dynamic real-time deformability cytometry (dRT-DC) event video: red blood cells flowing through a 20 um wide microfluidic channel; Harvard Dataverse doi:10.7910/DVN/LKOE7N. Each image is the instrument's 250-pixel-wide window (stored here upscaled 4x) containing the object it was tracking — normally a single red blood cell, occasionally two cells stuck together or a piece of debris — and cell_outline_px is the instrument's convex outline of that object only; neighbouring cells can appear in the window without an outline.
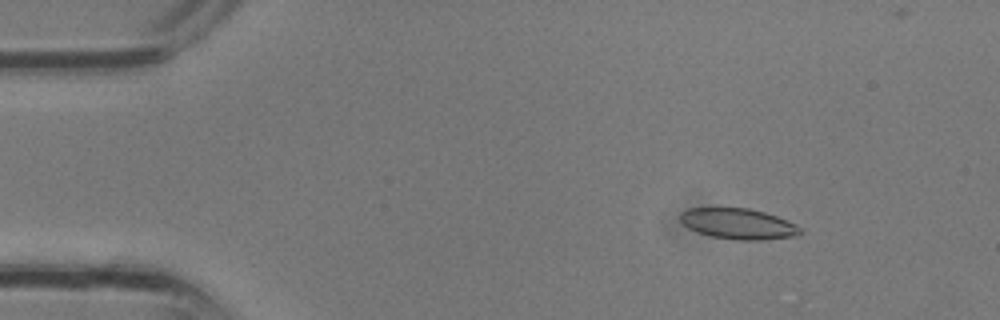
{"species": "common noctule bat (a hibernating species)", "species_latin": "Nyctalus noctula", "temperature_condition": "room temperature", "stored_images_in_passage": 3, "camera_frame_rate_fps": 3000, "um_per_image_px": 0.085, "animal": {"sex": "male", "body_mass_g": 13.3}, "frame": {"image": 1, "passage_image": 2, "time_ms": 0.333, "image_size_px": [1000, 320], "cell_outline_px": [[804, 232], [796, 236], [760, 240], [736, 240], [712, 236], [696, 232], [688, 228], [680, 220], [680, 212], [688, 208], [748, 208], [764, 212], [776, 216], [796, 224]], "centroid_in_image_um": [62.75, 19.02], "position_along_channel_um": 22.3, "area_um2": 21.5}}